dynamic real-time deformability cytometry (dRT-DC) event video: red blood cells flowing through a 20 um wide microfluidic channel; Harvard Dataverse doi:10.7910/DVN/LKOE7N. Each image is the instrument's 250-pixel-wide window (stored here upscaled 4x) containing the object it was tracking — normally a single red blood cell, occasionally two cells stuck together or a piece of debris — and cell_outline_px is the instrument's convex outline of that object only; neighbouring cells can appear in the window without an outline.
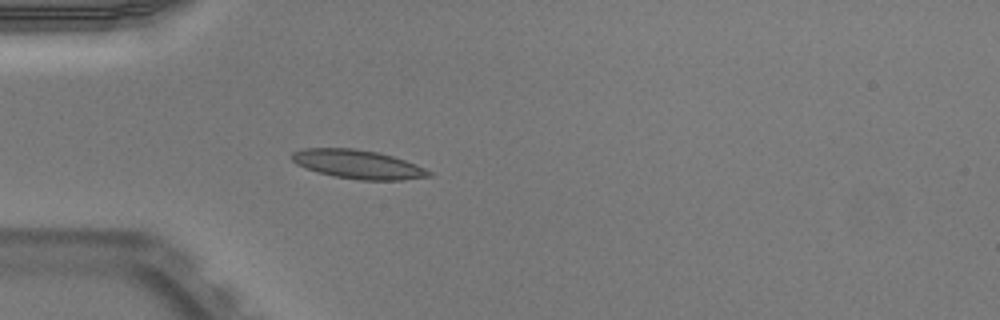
{"species": "Egyptian fruit bat (a non-hibernating species)", "species_latin": "Rousettus aegyptiacus", "temperature_condition": "warm", "stored_images_in_passage": 37, "camera_frame_rate_fps": 3000, "um_per_image_px": 0.085, "animal": {"sex": "male"}, "frame": {"image": 1, "passage_image": 1, "time_ms": 0.0, "image_size_px": [1000, 320], "cell_outline_px": [[432, 176], [400, 180], [360, 180], [332, 176], [316, 172], [304, 168], [296, 164], [292, 160], [292, 152], [304, 148], [352, 148], [376, 152], [392, 156], [416, 164], [432, 172]], "centroid_in_image_um": [30.39, 13.97], "position_along_channel_um": 54.6, "area_um2": 23.0}}
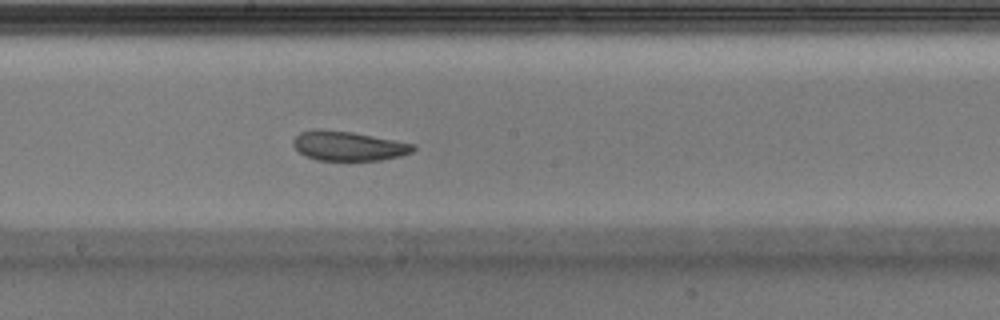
{"frame": {"image": 2, "passage_image": 14, "time_ms": 4.333, "image_size_px": [1000, 320], "cell_outline_px": [[416, 148], [412, 152], [400, 156], [380, 160], [316, 160], [304, 156], [292, 144], [292, 140], [300, 132], [316, 128], [352, 132], [416, 144]], "centroid_in_image_um": [29.59, 12.4], "position_along_channel_um": 218.6, "area_um2": 20.69}}
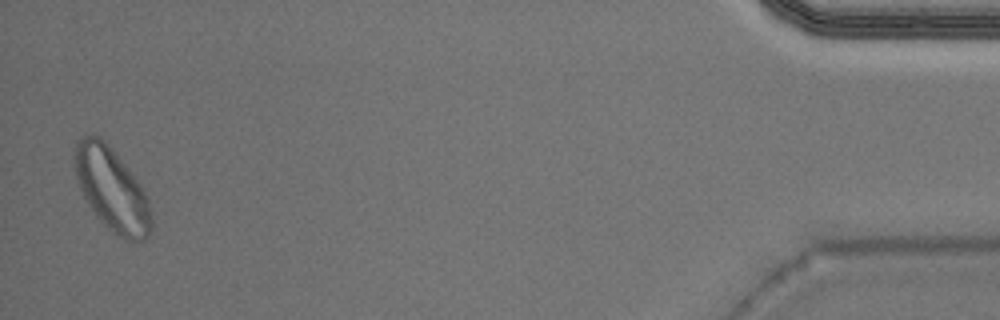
{"frame": {"image": 3, "passage_image": 36, "time_ms": 11.667, "image_size_px": [1000, 320], "cell_outline_px": [[152, 228], [148, 236], [144, 240], [128, 240], [112, 232], [96, 216], [84, 196], [80, 188], [72, 164], [76, 140], [92, 132], [100, 136], [104, 140], [140, 184], [148, 200], [152, 220]], "centroid_in_image_um": [9.47, 16.07], "position_along_channel_um": 425.7, "area_um2": 36.93}, "authors_computed_cell_mechanics": {"area_um2": 21.7328, "velocity_mm_per_s": 3.964, "shape_relaxation_time_tau1_ms": 3.5591, "shape_relaxation_time_tau2_ms": 1.0586, "deformation_change_tau1": 0.1346, "deformation_change_tau2": 0.0724}}